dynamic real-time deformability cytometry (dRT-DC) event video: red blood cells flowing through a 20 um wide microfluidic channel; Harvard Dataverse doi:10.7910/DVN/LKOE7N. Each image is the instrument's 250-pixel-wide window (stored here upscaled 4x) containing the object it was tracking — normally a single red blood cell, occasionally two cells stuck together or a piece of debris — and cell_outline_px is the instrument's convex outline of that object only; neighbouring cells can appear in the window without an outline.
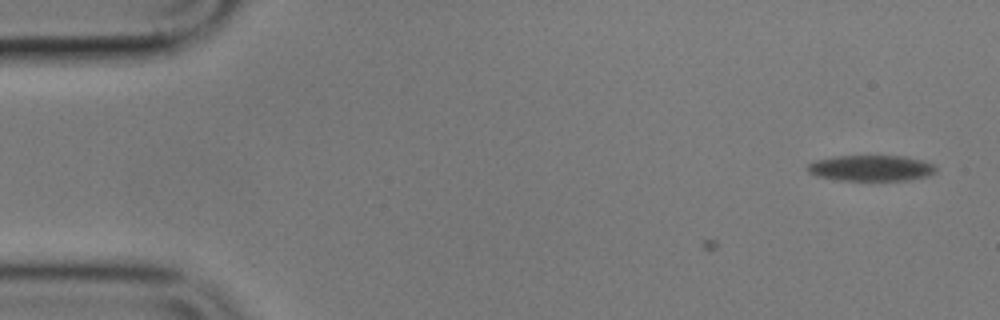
{"species": "common noctule bat (a hibernating species)", "species_latin": "Nyctalus noctula", "temperature_condition": "cold", "stored_images_in_passage": 3, "camera_frame_rate_fps": 3000, "um_per_image_px": 0.085, "animal": {"sex": "male", "body_mass_g": 17.9}, "frame": {"image": 1, "passage_image": 3, "time_ms": 2.667, "image_size_px": [1000, 320], "cell_outline_px": [[936, 172], [924, 176], [908, 180], [840, 180], [816, 176], [808, 172], [808, 164], [816, 160], [832, 156], [904, 156], [924, 160], [936, 164]], "centroid_in_image_um": [74.06, 14.28], "position_along_channel_um": 10.9, "area_um2": 19.36}}